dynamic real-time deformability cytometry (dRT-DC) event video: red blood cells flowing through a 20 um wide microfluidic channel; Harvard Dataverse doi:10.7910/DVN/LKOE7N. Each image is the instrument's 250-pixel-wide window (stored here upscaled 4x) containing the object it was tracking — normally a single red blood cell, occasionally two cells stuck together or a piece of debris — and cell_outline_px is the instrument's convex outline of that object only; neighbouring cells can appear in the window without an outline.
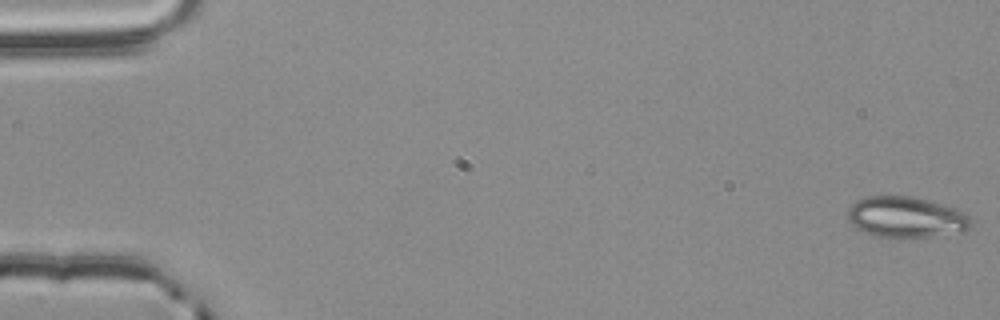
{"species": "common noctule bat (a hibernating species)", "species_latin": "Nyctalus noctula", "temperature_condition": "room temperature", "stored_images_in_passage": 56, "camera_frame_rate_fps": 3000, "um_per_image_px": 0.085, "animal": {"sex": "male", "body_mass_g": 20.4}, "frame": {"image": 1, "passage_image": 1, "time_ms": 0.0, "image_size_px": [1000, 320], "cell_outline_px": [[968, 228], [964, 232], [900, 240], [876, 236], [864, 232], [856, 228], [848, 220], [848, 208], [856, 200], [868, 196], [908, 196], [928, 200], [956, 208], [964, 212], [968, 216]], "centroid_in_image_um": [76.97, 18.49], "position_along_channel_um": 8.0, "area_um2": 29.77}}
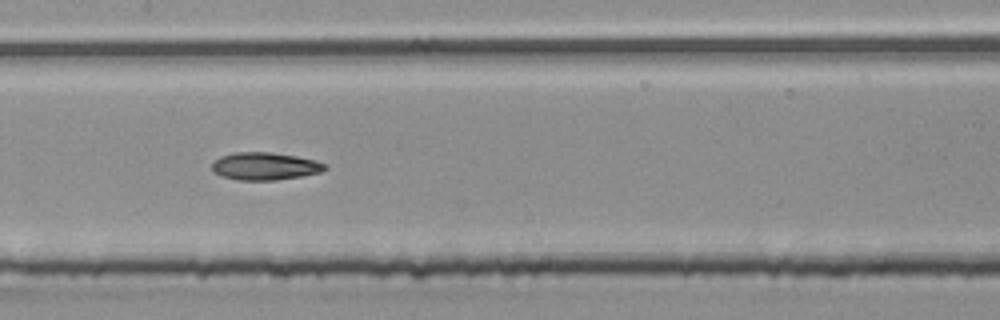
{"frame": {"image": 2, "passage_image": 28, "time_ms": 9.0, "image_size_px": [1000, 320], "cell_outline_px": [[328, 168], [320, 172], [300, 176], [276, 180], [236, 180], [220, 176], [212, 172], [212, 164], [220, 156], [236, 152], [268, 152], [296, 156], [316, 160], [328, 164]], "centroid_in_image_um": [22.51, 14.13], "position_along_channel_um": 184.9, "area_um2": 18.26}}
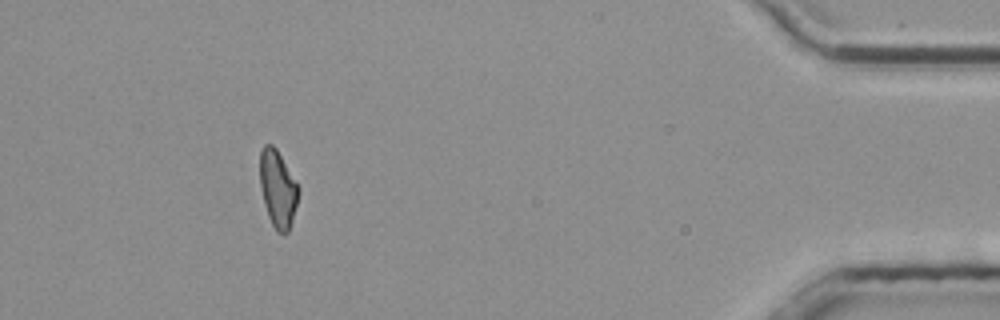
{"frame": {"image": 3, "passage_image": 51, "time_ms": 16.667, "image_size_px": [1000, 320], "cell_outline_px": [[300, 192], [292, 220], [288, 232], [284, 236], [276, 232], [268, 216], [264, 204], [260, 184], [260, 152], [264, 144], [272, 144], [276, 148], [300, 188]], "centroid_in_image_um": [23.61, 16.07], "position_along_channel_um": 411.6, "area_um2": 17.4}, "authors_computed_cell_mechanics": {"area_um2": 18.1781, "velocity_mm_per_s": 3.7789, "shape_relaxation_time_tau1_ms": 10.1226, "shape_relaxation_time_tau2_ms": 7.2359, "deformation_change_tau1": 0.2299, "deformation_change_tau2": 0.1554}}